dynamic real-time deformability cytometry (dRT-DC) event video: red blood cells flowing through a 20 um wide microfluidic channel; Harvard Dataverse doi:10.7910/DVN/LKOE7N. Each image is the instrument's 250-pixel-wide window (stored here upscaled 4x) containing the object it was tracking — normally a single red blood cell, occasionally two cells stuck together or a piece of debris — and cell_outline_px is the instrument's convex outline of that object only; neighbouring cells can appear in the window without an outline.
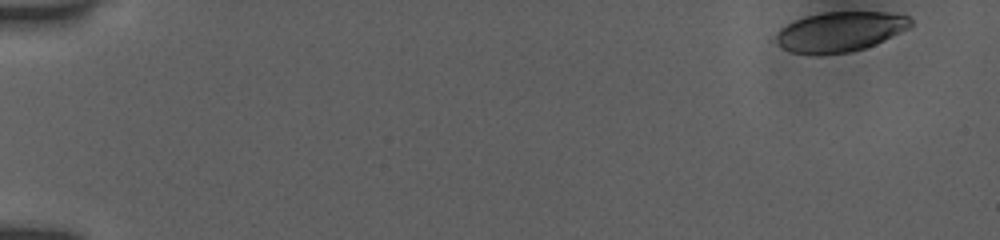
{"species": "human", "species_latin": "Homo sapiens", "temperature_condition": "room temperature", "stored_images_in_passage": 51, "camera_frame_rate_fps": 3000, "um_per_image_px": 0.085, "donor": {"sex": "female"}, "frame": {"image": 1, "passage_image": 1, "time_ms": 0.0, "image_size_px": [1000, 240], "cell_outline_px": [[912, 24], [908, 28], [884, 40], [864, 48], [848, 52], [792, 52], [768, 40], [780, 28], [796, 20], [808, 16], [824, 12], [888, 12], [908, 16], [912, 20]], "centroid_in_image_um": [71.36, 2.66], "position_along_channel_um": 13.6, "area_um2": 30.81}}
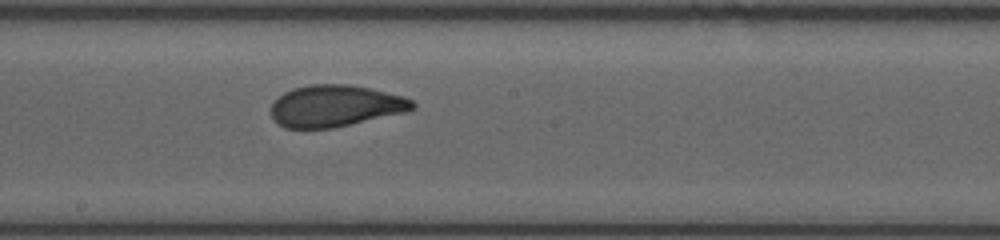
{"frame": {"image": 2, "passage_image": 29, "time_ms": 9.333, "image_size_px": [1000, 240], "cell_outline_px": [[416, 108], [408, 112], [332, 128], [284, 128], [272, 116], [272, 104], [284, 92], [292, 88], [308, 84], [348, 84], [372, 88], [404, 96], [412, 100], [416, 104]], "centroid_in_image_um": [28.56, 8.99], "position_along_channel_um": 219.6, "area_um2": 34.51}}
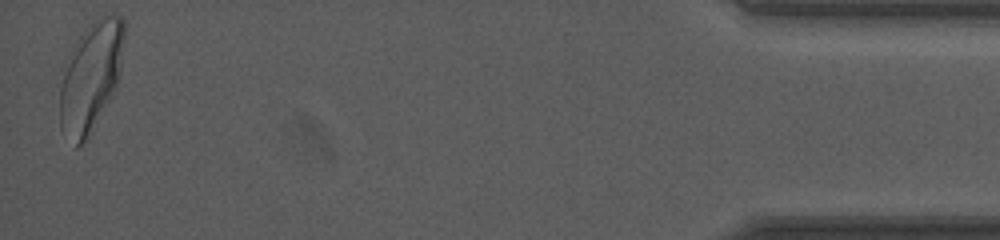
{"frame": {"image": 3, "passage_image": 51, "time_ms": 16.667, "image_size_px": [1000, 240], "cell_outline_px": [[124, 40], [120, 76], [116, 88], [88, 140], [76, 148], [60, 128], [60, 88], [68, 56], [76, 40], [88, 24], [104, 12], [120, 16], [124, 20]], "centroid_in_image_um": [7.74, 6.51], "position_along_channel_um": 427.5, "area_um2": 41.62}, "authors_computed_cell_mechanics": {"area_um2": 34.1598, "velocity_mm_per_s": 3.9098, "shape_relaxation_time_tau1_ms": 4.4012, "shape_relaxation_time_tau2_ms": 0.8174, "deformation_change_tau1": 0.1562, "deformation_change_tau2": 0.0639}}